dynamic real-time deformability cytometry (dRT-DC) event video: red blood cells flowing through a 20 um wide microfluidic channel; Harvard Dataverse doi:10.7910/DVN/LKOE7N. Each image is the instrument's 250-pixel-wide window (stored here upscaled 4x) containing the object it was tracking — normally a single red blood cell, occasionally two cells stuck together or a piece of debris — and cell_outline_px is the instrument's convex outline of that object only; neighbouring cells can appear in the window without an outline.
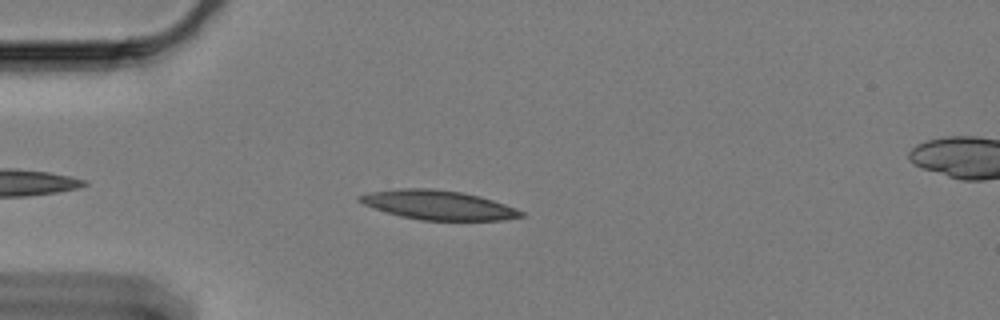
{"species": "Egyptian fruit bat (a non-hibernating species)", "species_latin": "Rousettus aegyptiacus", "temperature_condition": "cold", "stored_images_in_passage": 46, "camera_frame_rate_fps": 3000, "um_per_image_px": 0.085, "animal": {"sex": "female"}, "frame": {"image": 1, "passage_image": 6, "time_ms": 1.667, "image_size_px": [1000, 320], "cell_outline_px": [[524, 216], [504, 220], [420, 220], [400, 216], [364, 204], [356, 200], [356, 196], [368, 192], [400, 188], [432, 188], [460, 192], [480, 196], [516, 208], [524, 212]], "centroid_in_image_um": [37.23, 17.42], "position_along_channel_um": 47.8, "area_um2": 27.46}}
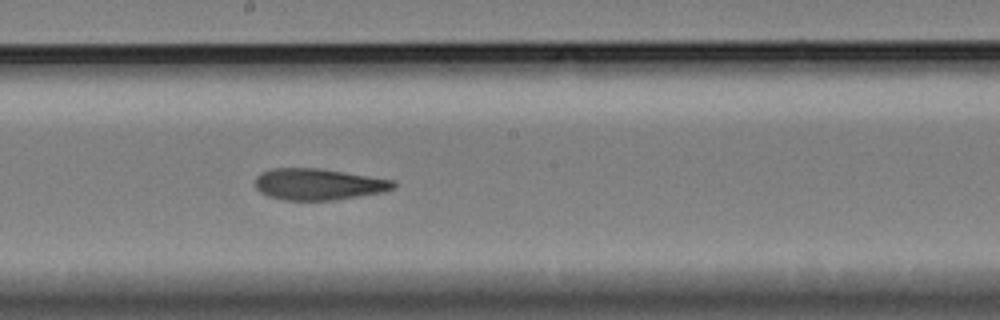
{"frame": {"image": 2, "passage_image": 23, "time_ms": 7.333, "image_size_px": [1000, 320], "cell_outline_px": [[396, 188], [384, 192], [336, 200], [284, 200], [268, 196], [260, 192], [256, 188], [256, 176], [272, 168], [320, 168], [396, 180]], "centroid_in_image_um": [27.12, 15.66], "position_along_channel_um": 221.1, "area_um2": 25.49}}
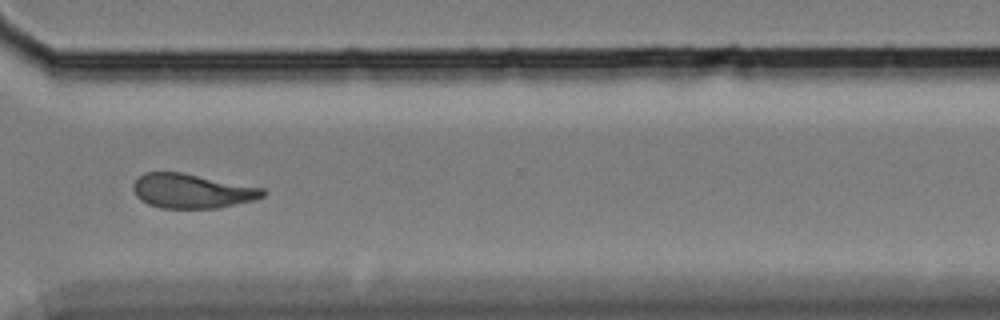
{"frame": {"image": 3, "passage_image": 35, "time_ms": 11.333, "image_size_px": [1000, 320], "cell_outline_px": [[268, 192], [264, 196], [252, 200], [220, 208], [160, 208], [148, 204], [140, 200], [136, 196], [132, 188], [132, 184], [144, 172], [180, 172], [264, 188]], "centroid_in_image_um": [16.3, 16.24], "position_along_channel_um": 354.3, "area_um2": 26.01}, "authors_computed_cell_mechanics": {"area_um2": 25.8366, "velocity_mm_per_s": 3.3274, "shape_relaxation_time_tau1_ms": null, "shape_relaxation_time_tau2_ms": 7.2047, "deformation_change_tau1": null, "deformation_change_tau2": 0.1727}}